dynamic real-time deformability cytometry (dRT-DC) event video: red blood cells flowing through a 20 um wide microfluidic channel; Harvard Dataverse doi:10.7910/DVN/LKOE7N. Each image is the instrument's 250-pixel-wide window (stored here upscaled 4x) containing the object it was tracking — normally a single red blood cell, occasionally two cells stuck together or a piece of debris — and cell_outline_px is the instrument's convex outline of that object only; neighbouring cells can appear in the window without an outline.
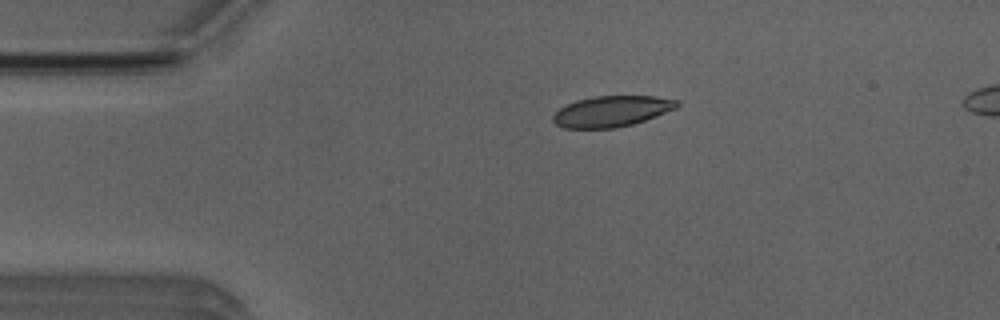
{"species": "Egyptian fruit bat (a non-hibernating species)", "species_latin": "Rousettus aegyptiacus", "temperature_condition": "room temperature", "stored_images_in_passage": 5, "camera_frame_rate_fps": 3000, "um_per_image_px": 0.085, "animal": {"sex": "male"}, "frame": {"image": 1, "passage_image": 3, "time_ms": 2.333, "image_size_px": [1000, 320], "cell_outline_px": [[680, 104], [676, 108], [656, 116], [632, 124], [616, 128], [564, 128], [556, 124], [552, 120], [552, 116], [560, 108], [576, 100], [596, 96], [656, 96], [680, 100]], "centroid_in_image_um": [52.01, 9.45], "position_along_channel_um": 33.0, "area_um2": 22.25}}